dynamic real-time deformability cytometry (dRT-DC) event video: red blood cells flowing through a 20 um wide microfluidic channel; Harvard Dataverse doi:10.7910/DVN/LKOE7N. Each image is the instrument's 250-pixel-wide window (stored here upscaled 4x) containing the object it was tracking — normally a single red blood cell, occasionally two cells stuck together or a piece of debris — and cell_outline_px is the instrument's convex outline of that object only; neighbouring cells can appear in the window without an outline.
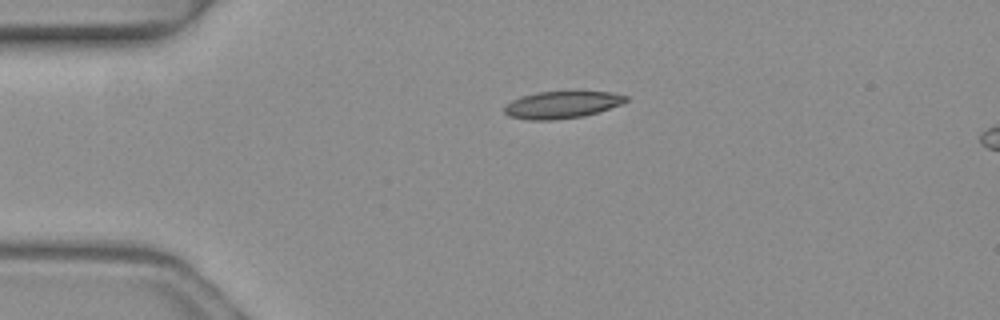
{"species": "common noctule bat (a hibernating species)", "species_latin": "Nyctalus noctula", "temperature_condition": "warm", "stored_images_in_passage": 2, "segment_of_instrument_passage": [1, 2], "camera_frame_rate_fps": 3000, "um_per_image_px": 0.085, "animal": {"sex": "female", "body_mass_g": 19.3, "forearm_length_mm": 54.1}, "frame": {"image": 1, "passage_image": 1, "time_ms": 0.0, "image_size_px": [1000, 320], "cell_outline_px": [[628, 100], [620, 104], [584, 116], [552, 120], [528, 120], [508, 116], [504, 112], [504, 108], [512, 100], [536, 92], [612, 92], [628, 96]], "centroid_in_image_um": [47.74, 8.91], "position_along_channel_um": 37.3, "area_um2": 18.9}}